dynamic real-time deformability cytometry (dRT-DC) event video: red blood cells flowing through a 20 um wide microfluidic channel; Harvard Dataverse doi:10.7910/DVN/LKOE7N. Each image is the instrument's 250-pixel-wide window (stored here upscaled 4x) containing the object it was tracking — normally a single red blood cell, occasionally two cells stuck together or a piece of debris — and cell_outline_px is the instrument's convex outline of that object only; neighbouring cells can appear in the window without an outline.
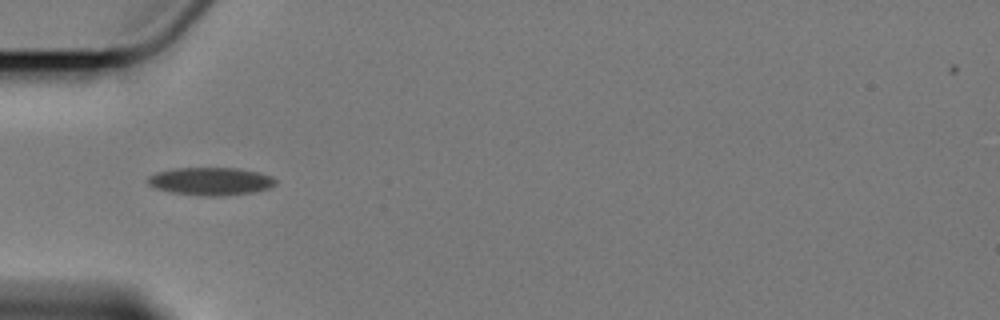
{"species": "Egyptian fruit bat (a non-hibernating species)", "species_latin": "Rousettus aegyptiacus", "temperature_condition": "cold", "stored_images_in_passage": 5, "camera_frame_rate_fps": 3000, "um_per_image_px": 0.085, "animal": {"sex": "female"}, "frame": {"image": 1, "passage_image": 3, "time_ms": 5.0, "image_size_px": [1000, 320], "cell_outline_px": [[276, 184], [268, 188], [252, 192], [224, 196], [208, 196], [172, 192], [156, 188], [148, 184], [148, 176], [156, 172], [172, 168], [240, 168], [260, 172], [272, 176], [276, 180]], "centroid_in_image_um": [17.92, 15.39], "position_along_channel_um": 67.1, "area_um2": 20.75}}
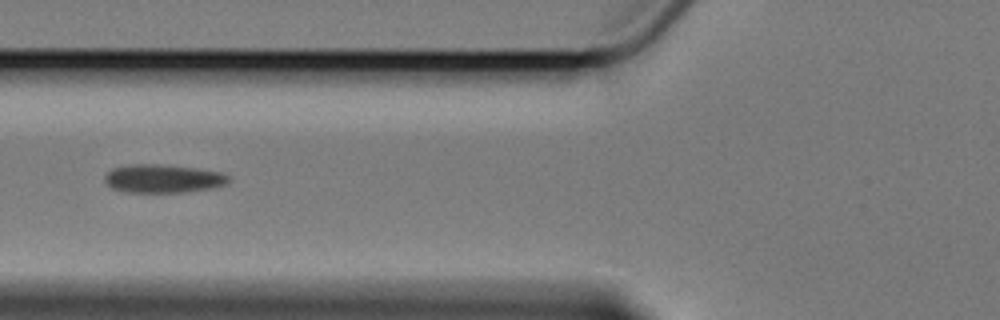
{"frame": {"image": 2, "passage_image": 4, "time_ms": 6.333, "image_size_px": [1000, 320], "cell_outline_px": [[232, 180], [228, 184], [212, 188], [188, 192], [124, 192], [112, 188], [104, 180], [104, 176], [112, 168], [132, 164], [156, 164], [196, 168], [224, 172]], "centroid_in_image_um": [13.91, 15.18], "position_along_channel_um": 111.9, "area_um2": 20.69}}
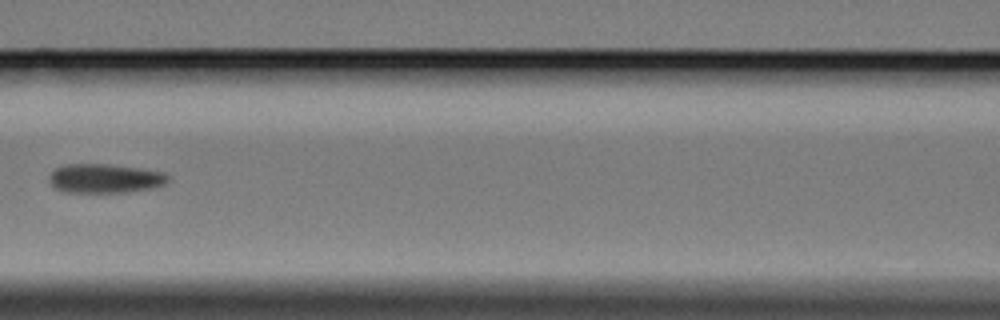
{"frame": {"image": 3, "passage_image": 5, "time_ms": 7.667, "image_size_px": [1000, 320], "cell_outline_px": [[168, 180], [164, 184], [152, 188], [128, 192], [64, 192], [56, 188], [52, 184], [48, 176], [56, 168], [64, 164], [108, 164], [164, 172], [168, 176]], "centroid_in_image_um": [8.9, 15.16], "position_along_channel_um": 157.7, "area_um2": 20.0}}